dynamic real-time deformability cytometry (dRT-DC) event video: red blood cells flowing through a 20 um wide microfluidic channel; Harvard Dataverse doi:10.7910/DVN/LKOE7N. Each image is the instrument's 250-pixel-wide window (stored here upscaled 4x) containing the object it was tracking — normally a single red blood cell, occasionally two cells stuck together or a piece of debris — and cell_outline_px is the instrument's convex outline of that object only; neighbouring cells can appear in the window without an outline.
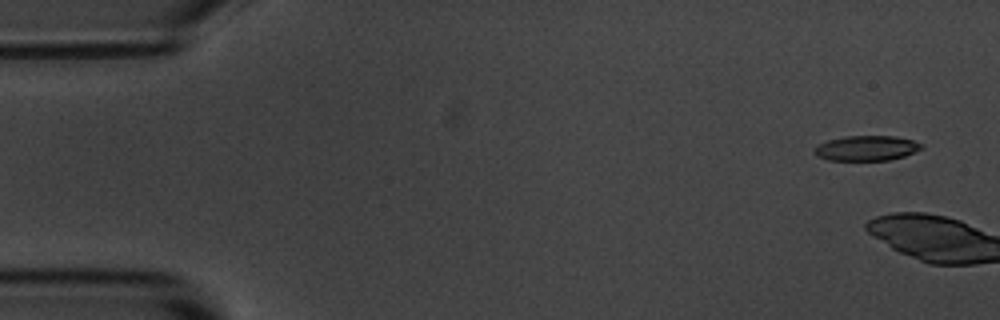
{"species": "common noctule bat (a hibernating species)", "species_latin": "Nyctalus noctula", "temperature_condition": "room temperature", "stored_images_in_passage": 3, "camera_frame_rate_fps": 3000, "um_per_image_px": 0.085, "animal": {"sex": "male", "body_mass_g": 20.1, "forearm_length_mm": 53.5}, "frame": {"image": 1, "passage_image": 1, "time_ms": 0.0, "image_size_px": [1000, 320], "cell_outline_px": [[924, 148], [904, 156], [888, 160], [828, 160], [816, 156], [812, 152], [820, 144], [828, 140], [844, 136], [896, 136], [912, 140], [924, 144]], "centroid_in_image_um": [73.67, 12.59], "position_along_channel_um": 11.3, "area_um2": 15.66}}